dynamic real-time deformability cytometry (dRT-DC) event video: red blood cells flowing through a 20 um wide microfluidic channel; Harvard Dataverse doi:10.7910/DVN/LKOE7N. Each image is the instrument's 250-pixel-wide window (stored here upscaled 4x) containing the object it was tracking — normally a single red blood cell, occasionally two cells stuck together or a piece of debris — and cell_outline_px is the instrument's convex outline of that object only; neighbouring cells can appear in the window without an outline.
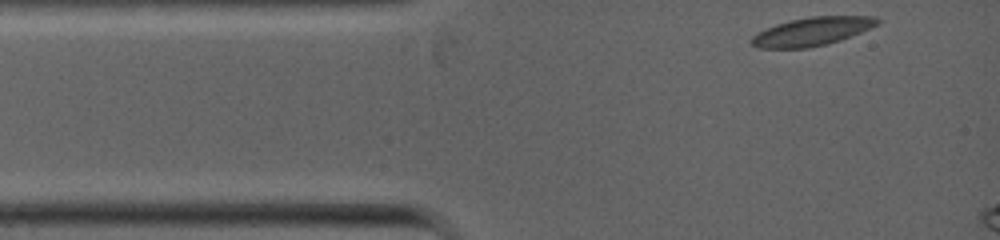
{"species": "common noctule bat (a hibernating species)", "species_latin": "Nyctalus noctula", "temperature_condition": "warm", "stored_images_in_passage": 5, "camera_frame_rate_fps": 5000, "um_per_image_px": 0.085, "animal": {"sex": "female", "body_mass_g": 19.0, "forearm_length_mm": 53.3}, "frame": {"image": 1, "passage_image": 1, "time_ms": 0.0, "image_size_px": [1000, 240], "cell_outline_px": [[880, 24], [840, 40], [808, 48], [756, 48], [752, 44], [752, 36], [756, 32], [764, 28], [776, 24], [792, 20], [812, 16], [876, 16], [880, 20]], "centroid_in_image_um": [69.01, 2.67], "position_along_channel_um": 16.0, "area_um2": 20.75}}